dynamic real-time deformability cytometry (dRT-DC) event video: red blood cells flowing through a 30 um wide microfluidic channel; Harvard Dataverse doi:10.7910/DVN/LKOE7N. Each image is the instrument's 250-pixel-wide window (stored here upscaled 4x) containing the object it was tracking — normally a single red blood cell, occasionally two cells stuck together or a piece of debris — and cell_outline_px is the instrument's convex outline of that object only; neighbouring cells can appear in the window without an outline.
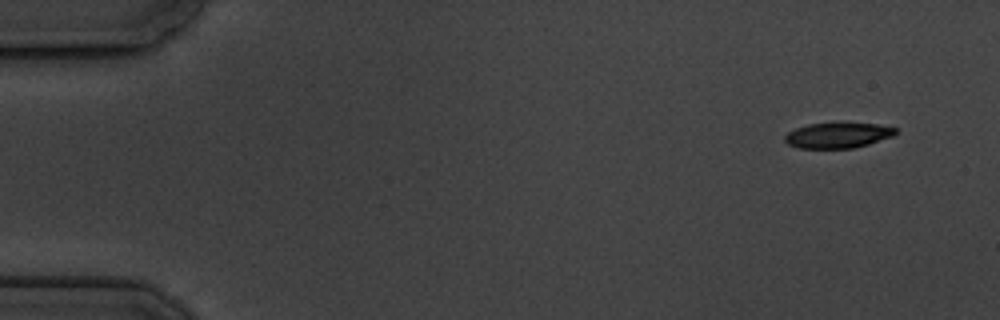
{"species": "common noctule bat (a hibernating species)", "species_latin": "Nyctalus noctula", "temperature_condition": "cold", "stored_images_in_passage": 5, "segment_of_instrument_passage": [1, 2], "camera_frame_rate_fps": 3000, "um_per_image_px": 0.085, "animal": {"sex": "male", "body_mass_g": 19.5, "forearm_length_mm": 54.6}, "frame": {"image": 1, "passage_image": 1, "time_ms": 0.0, "image_size_px": [1000, 320], "cell_outline_px": [[896, 132], [892, 136], [868, 144], [852, 148], [800, 148], [788, 144], [784, 140], [784, 136], [788, 132], [796, 128], [808, 124], [876, 124], [896, 128]], "centroid_in_image_um": [71.17, 11.51], "position_along_channel_um": 13.8, "area_um2": 15.95}}
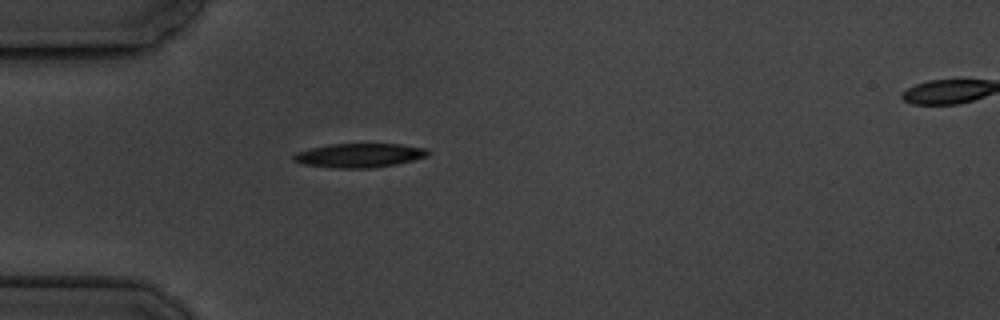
{"frame": {"image": 2, "passage_image": 4, "time_ms": 4.333, "image_size_px": [1000, 320], "cell_outline_px": [[432, 152], [428, 156], [396, 164], [372, 168], [336, 168], [304, 164], [292, 160], [292, 156], [296, 152], [312, 148], [332, 144], [400, 144], [428, 148]], "centroid_in_image_um": [30.59, 13.2], "position_along_channel_um": 54.4, "area_um2": 18.84}}